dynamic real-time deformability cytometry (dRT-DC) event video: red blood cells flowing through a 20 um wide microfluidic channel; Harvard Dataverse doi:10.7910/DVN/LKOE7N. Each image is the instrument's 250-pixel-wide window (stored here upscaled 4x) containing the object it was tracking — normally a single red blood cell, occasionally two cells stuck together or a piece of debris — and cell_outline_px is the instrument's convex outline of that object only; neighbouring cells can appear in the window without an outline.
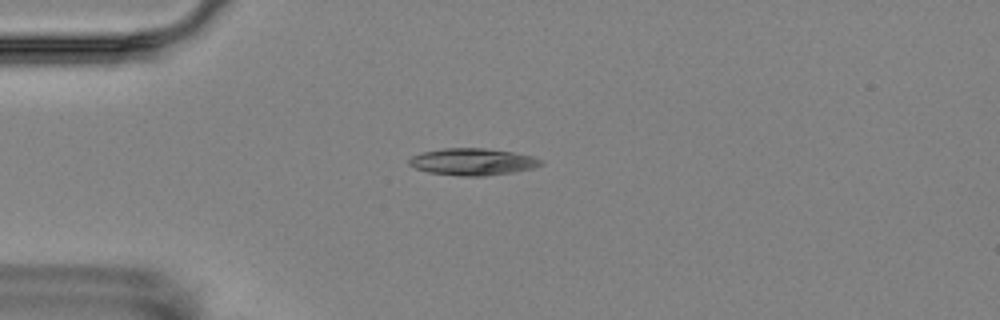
{"species": "Egyptian fruit bat (a non-hibernating species)", "species_latin": "Rousettus aegyptiacus", "temperature_condition": "room temperature", "stored_images_in_passage": 4, "camera_frame_rate_fps": 3000, "um_per_image_px": 0.085, "animal": {"sex": "female"}, "frame": {"image": 1, "passage_image": 3, "time_ms": 3.667, "image_size_px": [1000, 320], "cell_outline_px": [[544, 164], [536, 168], [484, 176], [460, 176], [428, 172], [416, 168], [408, 164], [408, 160], [412, 156], [420, 152], [444, 148], [484, 148], [512, 152], [532, 156], [540, 160]], "centroid_in_image_um": [40.15, 13.75], "position_along_channel_um": 44.8, "area_um2": 20.63}}